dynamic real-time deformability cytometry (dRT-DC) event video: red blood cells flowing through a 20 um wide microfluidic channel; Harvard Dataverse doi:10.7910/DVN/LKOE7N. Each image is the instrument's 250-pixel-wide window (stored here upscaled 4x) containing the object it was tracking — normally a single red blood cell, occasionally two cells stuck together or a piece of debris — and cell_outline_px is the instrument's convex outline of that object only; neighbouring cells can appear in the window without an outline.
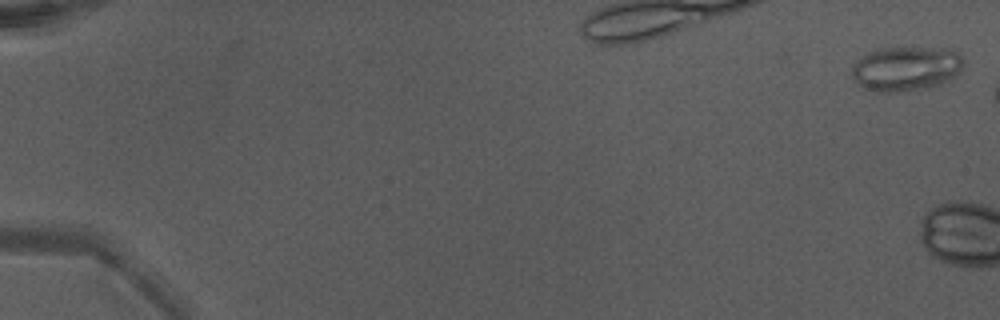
{"species": "Egyptian fruit bat (a non-hibernating species)", "species_latin": "Rousettus aegyptiacus", "temperature_condition": "warm", "stored_images_in_passage": 7, "camera_frame_rate_fps": 3000, "um_per_image_px": 0.085, "animal": {"sex": "male"}, "frame": {"image": 1, "passage_image": 1, "time_ms": 0.0, "image_size_px": [1000, 320], "cell_outline_px": [[964, 64], [960, 72], [948, 80], [940, 84], [928, 88], [900, 92], [876, 92], [864, 88], [856, 84], [852, 76], [852, 64], [864, 52], [880, 48], [952, 48], [964, 60]], "centroid_in_image_um": [76.97, 5.83], "position_along_channel_um": 8.0, "area_um2": 29.54}}